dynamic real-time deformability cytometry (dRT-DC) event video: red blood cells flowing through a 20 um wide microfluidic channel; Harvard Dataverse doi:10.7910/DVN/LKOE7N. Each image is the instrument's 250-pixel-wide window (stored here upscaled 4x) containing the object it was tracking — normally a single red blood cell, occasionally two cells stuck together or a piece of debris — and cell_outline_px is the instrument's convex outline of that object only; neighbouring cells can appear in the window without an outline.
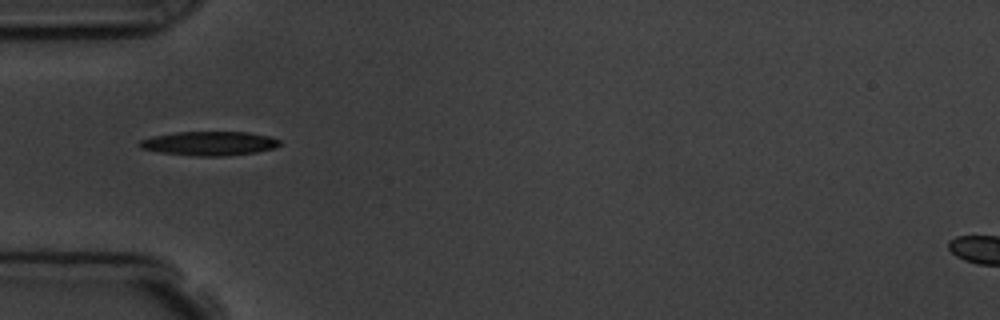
{"species": "common noctule bat (a hibernating species)", "species_latin": "Nyctalus noctula", "temperature_condition": "room temperature", "stored_images_in_passage": 1, "camera_frame_rate_fps": 3000, "um_per_image_px": 0.085, "animal": {"sex": "male", "body_mass_g": 19.5, "forearm_length_mm": 54.6}, "frame": {"image": 1, "passage_image": 1, "time_ms": 0.0, "image_size_px": [1000, 320], "cell_outline_px": [[280, 144], [276, 148], [256, 152], [228, 156], [196, 156], [160, 152], [140, 148], [136, 144], [140, 140], [152, 136], [176, 132], [248, 132], [268, 136], [280, 140]], "centroid_in_image_um": [17.78, 12.19], "position_along_channel_um": 67.2, "area_um2": 19.77}}